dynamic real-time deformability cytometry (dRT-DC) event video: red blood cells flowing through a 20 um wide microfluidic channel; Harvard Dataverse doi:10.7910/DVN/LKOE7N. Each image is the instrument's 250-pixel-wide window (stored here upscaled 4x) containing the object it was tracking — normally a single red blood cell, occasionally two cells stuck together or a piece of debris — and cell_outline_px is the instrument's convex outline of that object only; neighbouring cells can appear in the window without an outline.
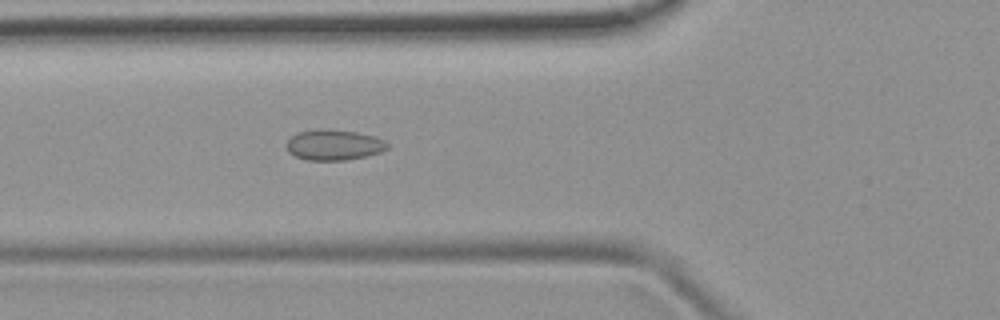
{"species": "common noctule bat (a hibernating species)", "species_latin": "Nyctalus noctula", "temperature_condition": "room temperature", "stored_images_in_passage": 36, "camera_frame_rate_fps": 3000, "um_per_image_px": 0.085, "animal": {"sex": "female", "body_mass_g": 19.9}, "frame": {"image": 1, "passage_image": 3, "time_ms": 0.667, "image_size_px": [1000, 320], "cell_outline_px": [[388, 148], [380, 152], [348, 160], [304, 160], [288, 152], [284, 144], [296, 132], [320, 128], [356, 132], [372, 136], [384, 140], [388, 144]], "centroid_in_image_um": [28.32, 12.31], "position_along_channel_um": 97.5, "area_um2": 18.03}}
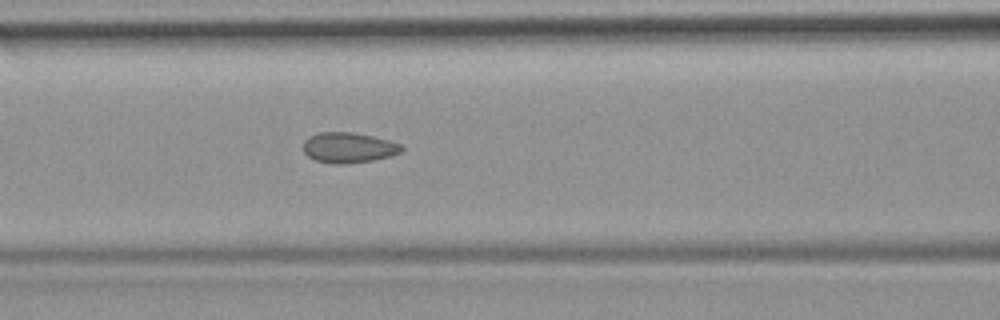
{"frame": {"image": 2, "passage_image": 6, "time_ms": 1.667, "image_size_px": [1000, 320], "cell_outline_px": [[404, 148], [400, 152], [388, 156], [372, 160], [348, 164], [336, 164], [316, 160], [308, 156], [304, 152], [304, 140], [308, 136], [320, 132], [352, 132], [372, 136], [388, 140], [400, 144]], "centroid_in_image_um": [29.6, 12.54], "position_along_channel_um": 137.0, "area_um2": 17.28}}
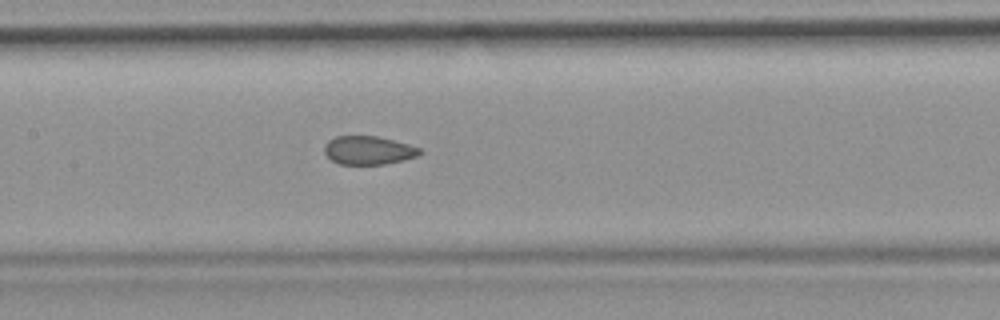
{"frame": {"image": 3, "passage_image": 9, "time_ms": 2.667, "image_size_px": [1000, 320], "cell_outline_px": [[424, 152], [420, 156], [404, 160], [384, 164], [340, 164], [332, 160], [324, 152], [324, 144], [328, 140], [336, 136], [376, 136], [408, 144], [420, 148]], "centroid_in_image_um": [31.34, 12.77], "position_along_channel_um": 176.1, "area_um2": 15.9}, "authors_computed_cell_mechanics": {"area_um2": 17.1377, "velocity_mm_per_s": 3.916, "shape_relaxation_time_tau1_ms": null, "shape_relaxation_time_tau2_ms": 1.209, "deformation_change_tau1": null, "deformation_change_tau2": 0.0463}}